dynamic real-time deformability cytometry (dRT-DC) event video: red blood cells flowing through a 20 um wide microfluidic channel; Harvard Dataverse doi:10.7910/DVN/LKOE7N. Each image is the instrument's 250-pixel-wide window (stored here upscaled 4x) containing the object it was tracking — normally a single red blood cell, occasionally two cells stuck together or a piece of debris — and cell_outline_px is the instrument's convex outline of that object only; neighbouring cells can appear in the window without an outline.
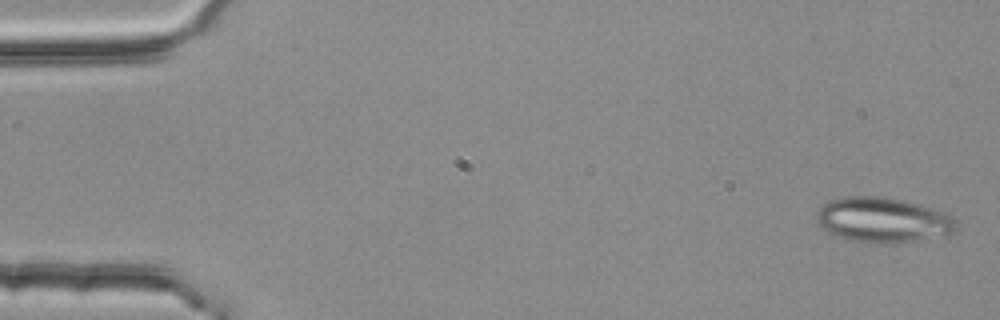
{"species": "common noctule bat (a hibernating species)", "species_latin": "Nyctalus noctula", "temperature_condition": "room temperature", "stored_images_in_passage": 55, "camera_frame_rate_fps": 3000, "um_per_image_px": 0.085, "animal": {"sex": "female", "body_mass_g": 25.1}, "frame": {"image": 1, "passage_image": 2, "time_ms": 0.333, "image_size_px": [1000, 320], "cell_outline_px": [[960, 224], [952, 232], [896, 244], [876, 244], [852, 240], [828, 232], [816, 220], [816, 212], [828, 200], [848, 196], [876, 196], [900, 200], [916, 204], [952, 216]], "centroid_in_image_um": [75.0, 18.7], "position_along_channel_um": 10.0, "area_um2": 36.07}}
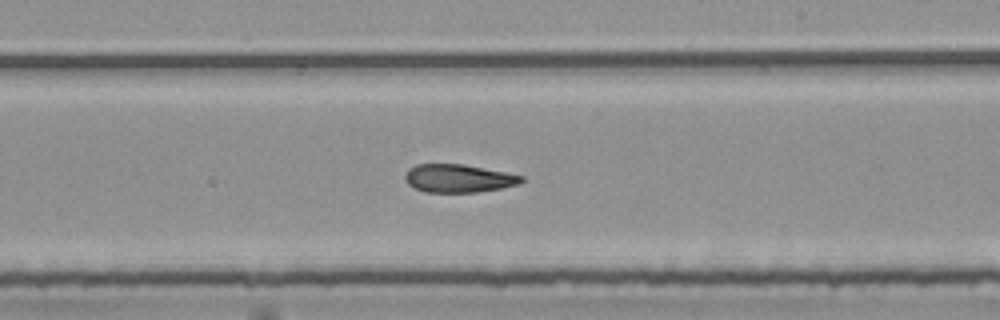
{"frame": {"image": 2, "passage_image": 32, "time_ms": 10.333, "image_size_px": [1000, 320], "cell_outline_px": [[524, 180], [520, 184], [500, 188], [476, 192], [424, 192], [408, 184], [404, 180], [404, 176], [408, 168], [416, 164], [464, 164], [524, 176]], "centroid_in_image_um": [38.94, 15.15], "position_along_channel_um": 250.1, "area_um2": 19.07}}
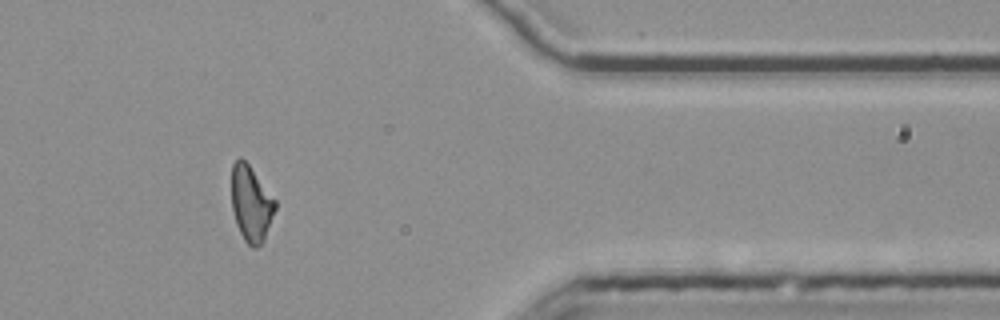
{"frame": {"image": 3, "passage_image": 45, "time_ms": 14.667, "image_size_px": [1000, 320], "cell_outline_px": [[276, 208], [264, 240], [256, 248], [252, 248], [244, 240], [236, 224], [232, 208], [232, 164], [240, 156], [248, 164], [276, 200]], "centroid_in_image_um": [21.34, 17.32], "position_along_channel_um": 390.1, "area_um2": 19.13}, "authors_computed_cell_mechanics": {"area_um2": 20.23, "velocity_mm_per_s": 3.7866, "shape_relaxation_time_tau1_ms": null, "shape_relaxation_time_tau2_ms": 4.512, "deformation_change_tau1": null, "deformation_change_tau2": 0.1434}}